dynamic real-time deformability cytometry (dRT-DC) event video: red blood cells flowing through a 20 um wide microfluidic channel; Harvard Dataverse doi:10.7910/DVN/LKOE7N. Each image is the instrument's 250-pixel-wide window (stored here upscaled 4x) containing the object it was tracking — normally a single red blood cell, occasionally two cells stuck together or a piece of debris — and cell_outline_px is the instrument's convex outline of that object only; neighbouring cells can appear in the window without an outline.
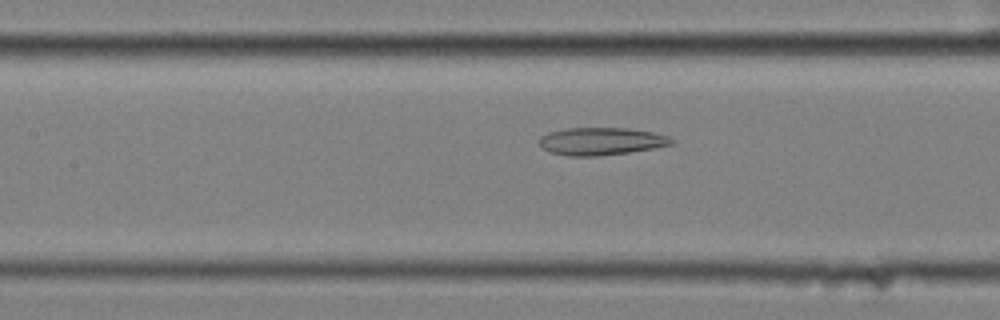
{"species": "common noctule bat (a hibernating species)", "species_latin": "Nyctalus noctula", "temperature_condition": "cold", "stored_images_in_passage": 57, "camera_frame_rate_fps": 3000, "um_per_image_px": 0.085, "animal": {"sex": "female", "body_mass_g": 25.1}, "frame": {"image": 1, "passage_image": 26, "time_ms": 8.333, "image_size_px": [1000, 320], "cell_outline_px": [[676, 140], [672, 144], [652, 148], [628, 152], [596, 156], [568, 156], [548, 152], [540, 144], [540, 136], [548, 132], [568, 128], [628, 128], [652, 132], [668, 136]], "centroid_in_image_um": [51.09, 12.0], "position_along_channel_um": 156.3, "area_um2": 21.15}}
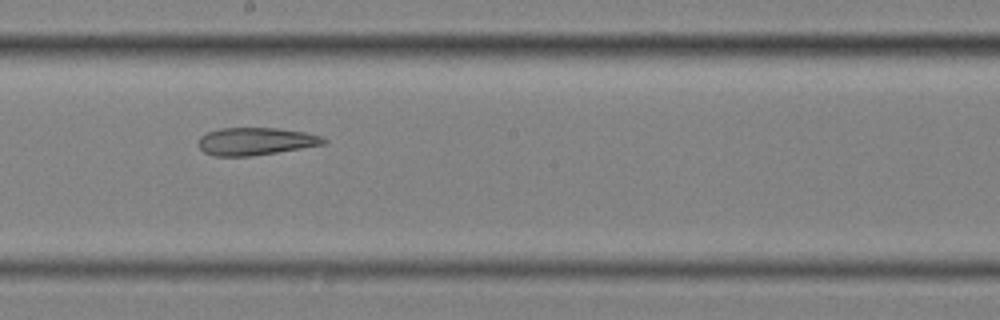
{"frame": {"image": 2, "passage_image": 32, "time_ms": 10.333, "image_size_px": [1000, 320], "cell_outline_px": [[328, 140], [324, 144], [252, 156], [216, 156], [204, 152], [200, 148], [200, 136], [208, 132], [220, 128], [276, 128], [304, 132], [320, 136]], "centroid_in_image_um": [21.72, 12.01], "position_along_channel_um": 226.5, "area_um2": 19.83}}
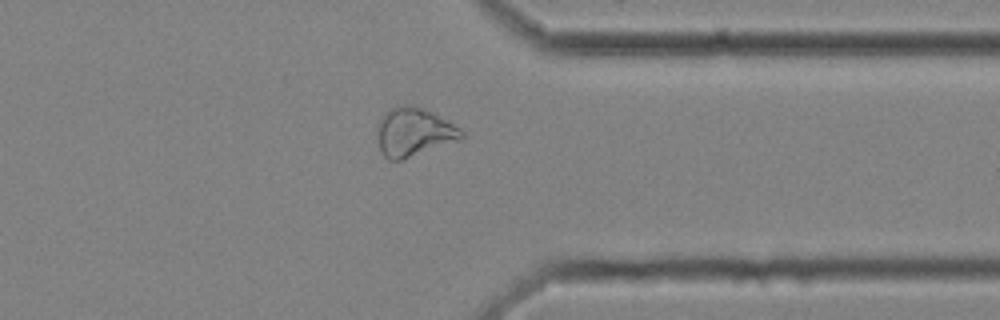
{"frame": {"image": 3, "passage_image": 45, "time_ms": 14.667, "image_size_px": [1000, 320], "cell_outline_px": [[464, 140], [400, 160], [388, 160], [384, 156], [380, 148], [376, 132], [376, 128], [380, 120], [396, 104], [408, 104], [432, 112], [460, 128], [464, 132]], "centroid_in_image_um": [35.21, 11.24], "position_along_channel_um": 376.2, "area_um2": 23.93}, "authors_computed_cell_mechanics": {"area_um2": 26.5302, "velocity_mm_per_s": 3.5137, "shape_relaxation_time_tau1_ms": null, "shape_relaxation_time_tau2_ms": 3.6563, "deformation_change_tau1": null, "deformation_change_tau2": 0.1019}}